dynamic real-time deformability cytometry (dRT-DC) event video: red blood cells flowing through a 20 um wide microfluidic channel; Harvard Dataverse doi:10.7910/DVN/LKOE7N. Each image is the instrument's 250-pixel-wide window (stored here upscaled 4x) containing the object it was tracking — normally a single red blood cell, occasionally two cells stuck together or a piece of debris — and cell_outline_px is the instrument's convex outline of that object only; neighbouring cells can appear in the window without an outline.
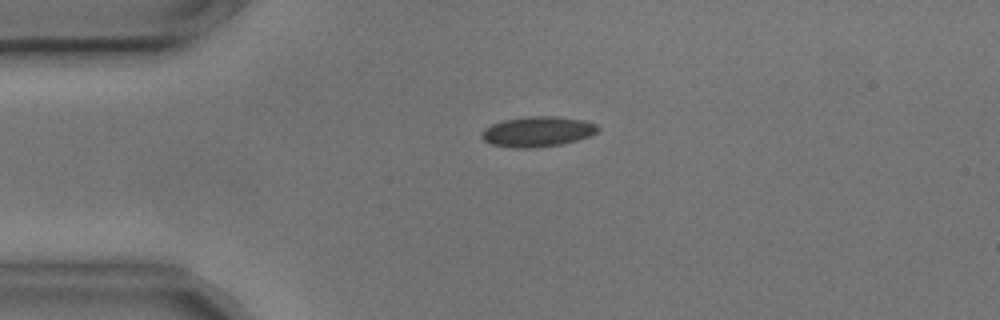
{"species": "common noctule bat (a hibernating species)", "species_latin": "Nyctalus noctula", "temperature_condition": "cold", "stored_images_in_passage": 4, "camera_frame_rate_fps": 3000, "um_per_image_px": 0.085, "animal": {"sex": "male", "body_mass_g": 17.9, "forearm_length_mm": 54.2}, "frame": {"image": 1, "passage_image": 3, "time_ms": 0.667, "image_size_px": [1000, 320], "cell_outline_px": [[600, 128], [596, 132], [588, 136], [564, 144], [532, 148], [512, 148], [492, 144], [484, 140], [480, 136], [480, 132], [484, 128], [492, 124], [504, 120], [528, 116], [556, 116], [584, 120], [596, 124]], "centroid_in_image_um": [45.67, 11.19], "position_along_channel_um": 39.3, "area_um2": 20.58}}